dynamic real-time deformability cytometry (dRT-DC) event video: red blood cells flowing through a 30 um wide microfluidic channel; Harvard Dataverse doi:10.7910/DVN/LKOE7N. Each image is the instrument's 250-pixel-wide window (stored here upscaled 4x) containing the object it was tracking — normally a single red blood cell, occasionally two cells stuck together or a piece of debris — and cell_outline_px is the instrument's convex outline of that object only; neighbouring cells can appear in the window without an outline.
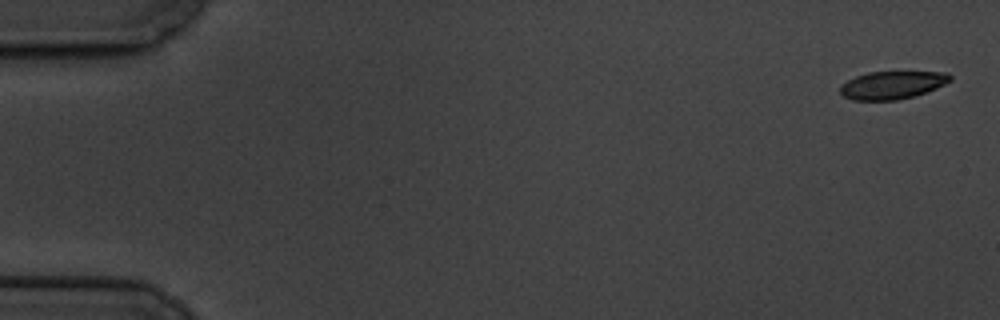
{"species": "common noctule bat (a hibernating species)", "species_latin": "Nyctalus noctula", "temperature_condition": "cold", "stored_images_in_passage": 8, "camera_frame_rate_fps": 3000, "um_per_image_px": 0.085, "animal": {"sex": "male", "body_mass_g": 19.5, "forearm_length_mm": 54.6}, "frame": {"image": 1, "passage_image": 1, "time_ms": 0.0, "image_size_px": [1000, 320], "cell_outline_px": [[952, 80], [936, 88], [912, 96], [896, 100], [852, 100], [844, 96], [840, 92], [840, 84], [856, 76], [868, 72], [948, 72], [952, 76]], "centroid_in_image_um": [75.82, 7.22], "position_along_channel_um": 9.2, "area_um2": 17.74}}
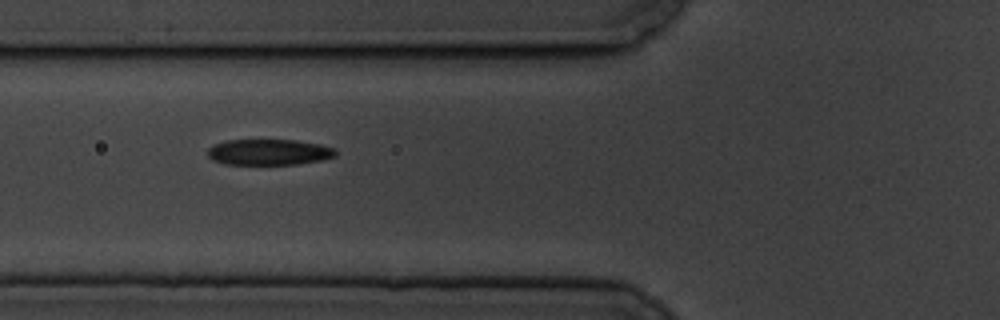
{"frame": {"image": 2, "passage_image": 7, "time_ms": 7.0, "image_size_px": [1000, 320], "cell_outline_px": [[336, 156], [324, 160], [296, 164], [224, 164], [212, 160], [208, 156], [208, 148], [224, 140], [296, 140], [320, 144], [332, 148], [336, 152]], "centroid_in_image_um": [22.85, 12.93], "position_along_channel_um": 102.9, "area_um2": 19.31}}
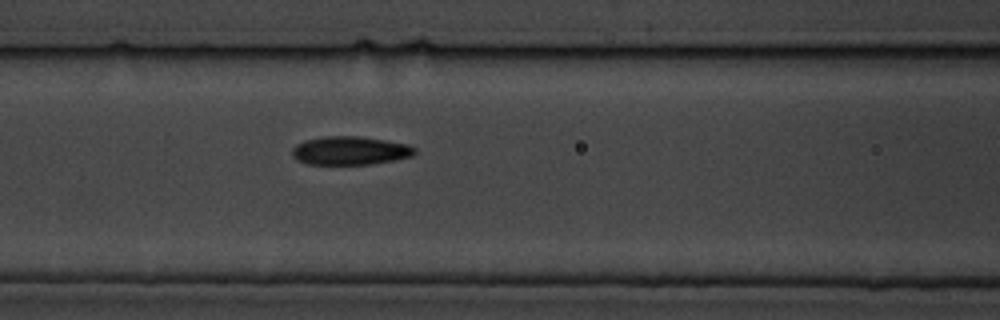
{"frame": {"image": 3, "passage_image": 8, "time_ms": 8.0, "image_size_px": [1000, 320], "cell_outline_px": [[416, 152], [412, 156], [392, 160], [368, 164], [308, 164], [296, 160], [292, 156], [292, 148], [296, 144], [304, 140], [324, 136], [360, 136], [408, 144], [416, 148]], "centroid_in_image_um": [29.72, 12.79], "position_along_channel_um": 136.9, "area_um2": 20.35}}